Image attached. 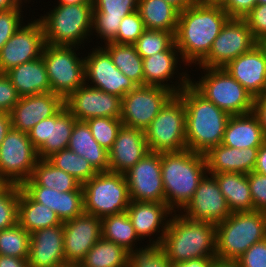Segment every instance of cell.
I'll list each match as a JSON object with an SVG mask.
<instances>
[{
    "label": "cell",
    "instance_id": "1",
    "mask_svg": "<svg viewBox=\"0 0 266 267\" xmlns=\"http://www.w3.org/2000/svg\"><path fill=\"white\" fill-rule=\"evenodd\" d=\"M229 19L222 7L196 1L180 12L174 39L182 62L186 66L197 62L198 65L209 54L213 41Z\"/></svg>",
    "mask_w": 266,
    "mask_h": 267
},
{
    "label": "cell",
    "instance_id": "2",
    "mask_svg": "<svg viewBox=\"0 0 266 267\" xmlns=\"http://www.w3.org/2000/svg\"><path fill=\"white\" fill-rule=\"evenodd\" d=\"M178 95L186 111V146L195 153L206 154L222 144L230 115L205 99L190 84Z\"/></svg>",
    "mask_w": 266,
    "mask_h": 267
},
{
    "label": "cell",
    "instance_id": "3",
    "mask_svg": "<svg viewBox=\"0 0 266 267\" xmlns=\"http://www.w3.org/2000/svg\"><path fill=\"white\" fill-rule=\"evenodd\" d=\"M206 173L207 163L204 154L188 149L161 153L165 203L173 212L183 210L191 201L199 182Z\"/></svg>",
    "mask_w": 266,
    "mask_h": 267
},
{
    "label": "cell",
    "instance_id": "4",
    "mask_svg": "<svg viewBox=\"0 0 266 267\" xmlns=\"http://www.w3.org/2000/svg\"><path fill=\"white\" fill-rule=\"evenodd\" d=\"M171 215L162 247L171 262L216 256V224ZM173 217V218H172Z\"/></svg>",
    "mask_w": 266,
    "mask_h": 267
},
{
    "label": "cell",
    "instance_id": "5",
    "mask_svg": "<svg viewBox=\"0 0 266 267\" xmlns=\"http://www.w3.org/2000/svg\"><path fill=\"white\" fill-rule=\"evenodd\" d=\"M264 239L265 212H232L216 224V257L237 260L253 244Z\"/></svg>",
    "mask_w": 266,
    "mask_h": 267
},
{
    "label": "cell",
    "instance_id": "6",
    "mask_svg": "<svg viewBox=\"0 0 266 267\" xmlns=\"http://www.w3.org/2000/svg\"><path fill=\"white\" fill-rule=\"evenodd\" d=\"M50 12V13H49ZM39 20L44 30L45 44L80 46L90 36L93 4L58 5Z\"/></svg>",
    "mask_w": 266,
    "mask_h": 267
},
{
    "label": "cell",
    "instance_id": "7",
    "mask_svg": "<svg viewBox=\"0 0 266 267\" xmlns=\"http://www.w3.org/2000/svg\"><path fill=\"white\" fill-rule=\"evenodd\" d=\"M202 69L204 76L199 81L190 80L200 95L230 116L252 112L254 97L225 68Z\"/></svg>",
    "mask_w": 266,
    "mask_h": 267
},
{
    "label": "cell",
    "instance_id": "8",
    "mask_svg": "<svg viewBox=\"0 0 266 267\" xmlns=\"http://www.w3.org/2000/svg\"><path fill=\"white\" fill-rule=\"evenodd\" d=\"M84 212L103 218L127 211L130 203L124 174L98 172L82 184Z\"/></svg>",
    "mask_w": 266,
    "mask_h": 267
},
{
    "label": "cell",
    "instance_id": "9",
    "mask_svg": "<svg viewBox=\"0 0 266 267\" xmlns=\"http://www.w3.org/2000/svg\"><path fill=\"white\" fill-rule=\"evenodd\" d=\"M185 122L184 102L178 94H174L144 131L149 151L169 153L186 150Z\"/></svg>",
    "mask_w": 266,
    "mask_h": 267
},
{
    "label": "cell",
    "instance_id": "10",
    "mask_svg": "<svg viewBox=\"0 0 266 267\" xmlns=\"http://www.w3.org/2000/svg\"><path fill=\"white\" fill-rule=\"evenodd\" d=\"M75 46L45 44L42 58L46 66L51 92L64 100L85 84V60L79 58ZM73 49V50H72Z\"/></svg>",
    "mask_w": 266,
    "mask_h": 267
},
{
    "label": "cell",
    "instance_id": "11",
    "mask_svg": "<svg viewBox=\"0 0 266 267\" xmlns=\"http://www.w3.org/2000/svg\"><path fill=\"white\" fill-rule=\"evenodd\" d=\"M38 160L28 133L11 128L0 146V180L4 184L22 185L31 178Z\"/></svg>",
    "mask_w": 266,
    "mask_h": 267
},
{
    "label": "cell",
    "instance_id": "12",
    "mask_svg": "<svg viewBox=\"0 0 266 267\" xmlns=\"http://www.w3.org/2000/svg\"><path fill=\"white\" fill-rule=\"evenodd\" d=\"M258 42L243 18H230L213 41L209 54L199 63L200 68H224L231 60L247 53Z\"/></svg>",
    "mask_w": 266,
    "mask_h": 267
},
{
    "label": "cell",
    "instance_id": "13",
    "mask_svg": "<svg viewBox=\"0 0 266 267\" xmlns=\"http://www.w3.org/2000/svg\"><path fill=\"white\" fill-rule=\"evenodd\" d=\"M173 95L161 86H137L122 98L120 120L124 126L145 131Z\"/></svg>",
    "mask_w": 266,
    "mask_h": 267
},
{
    "label": "cell",
    "instance_id": "14",
    "mask_svg": "<svg viewBox=\"0 0 266 267\" xmlns=\"http://www.w3.org/2000/svg\"><path fill=\"white\" fill-rule=\"evenodd\" d=\"M130 200L140 202H165L161 175V153L148 152L124 173Z\"/></svg>",
    "mask_w": 266,
    "mask_h": 267
},
{
    "label": "cell",
    "instance_id": "15",
    "mask_svg": "<svg viewBox=\"0 0 266 267\" xmlns=\"http://www.w3.org/2000/svg\"><path fill=\"white\" fill-rule=\"evenodd\" d=\"M44 46V30L39 19L22 25L0 50V73L41 57Z\"/></svg>",
    "mask_w": 266,
    "mask_h": 267
},
{
    "label": "cell",
    "instance_id": "16",
    "mask_svg": "<svg viewBox=\"0 0 266 267\" xmlns=\"http://www.w3.org/2000/svg\"><path fill=\"white\" fill-rule=\"evenodd\" d=\"M98 47L93 48L92 53L84 58L85 82L91 81L89 86L123 98L138 85L113 64L111 56L103 47Z\"/></svg>",
    "mask_w": 266,
    "mask_h": 267
},
{
    "label": "cell",
    "instance_id": "17",
    "mask_svg": "<svg viewBox=\"0 0 266 267\" xmlns=\"http://www.w3.org/2000/svg\"><path fill=\"white\" fill-rule=\"evenodd\" d=\"M76 121L64 105L55 115L41 120L28 132L39 159H47L53 153L68 148Z\"/></svg>",
    "mask_w": 266,
    "mask_h": 267
},
{
    "label": "cell",
    "instance_id": "18",
    "mask_svg": "<svg viewBox=\"0 0 266 267\" xmlns=\"http://www.w3.org/2000/svg\"><path fill=\"white\" fill-rule=\"evenodd\" d=\"M85 84L72 92L65 100L66 109L78 121L97 117H121L122 98Z\"/></svg>",
    "mask_w": 266,
    "mask_h": 267
},
{
    "label": "cell",
    "instance_id": "19",
    "mask_svg": "<svg viewBox=\"0 0 266 267\" xmlns=\"http://www.w3.org/2000/svg\"><path fill=\"white\" fill-rule=\"evenodd\" d=\"M208 175L205 174L199 182L194 196L183 210L186 212L183 215L192 220L217 224L224 221L232 212L215 177L212 174Z\"/></svg>",
    "mask_w": 266,
    "mask_h": 267
},
{
    "label": "cell",
    "instance_id": "20",
    "mask_svg": "<svg viewBox=\"0 0 266 267\" xmlns=\"http://www.w3.org/2000/svg\"><path fill=\"white\" fill-rule=\"evenodd\" d=\"M66 264L78 265L102 237L101 218L83 213L63 222Z\"/></svg>",
    "mask_w": 266,
    "mask_h": 267
},
{
    "label": "cell",
    "instance_id": "21",
    "mask_svg": "<svg viewBox=\"0 0 266 267\" xmlns=\"http://www.w3.org/2000/svg\"><path fill=\"white\" fill-rule=\"evenodd\" d=\"M64 106V99L47 92L20 97L10 112L12 128L28 133L41 120L55 115Z\"/></svg>",
    "mask_w": 266,
    "mask_h": 267
},
{
    "label": "cell",
    "instance_id": "22",
    "mask_svg": "<svg viewBox=\"0 0 266 267\" xmlns=\"http://www.w3.org/2000/svg\"><path fill=\"white\" fill-rule=\"evenodd\" d=\"M224 68L254 98L266 92V44L258 43Z\"/></svg>",
    "mask_w": 266,
    "mask_h": 267
},
{
    "label": "cell",
    "instance_id": "23",
    "mask_svg": "<svg viewBox=\"0 0 266 267\" xmlns=\"http://www.w3.org/2000/svg\"><path fill=\"white\" fill-rule=\"evenodd\" d=\"M28 263L30 267H61L66 265L63 223L39 229L30 234Z\"/></svg>",
    "mask_w": 266,
    "mask_h": 267
},
{
    "label": "cell",
    "instance_id": "24",
    "mask_svg": "<svg viewBox=\"0 0 266 267\" xmlns=\"http://www.w3.org/2000/svg\"><path fill=\"white\" fill-rule=\"evenodd\" d=\"M143 130L122 125L109 153V171L124 174L148 154Z\"/></svg>",
    "mask_w": 266,
    "mask_h": 267
},
{
    "label": "cell",
    "instance_id": "25",
    "mask_svg": "<svg viewBox=\"0 0 266 267\" xmlns=\"http://www.w3.org/2000/svg\"><path fill=\"white\" fill-rule=\"evenodd\" d=\"M21 188L36 202L54 211L62 222L84 213L83 191L59 192L39 186L32 178L26 180Z\"/></svg>",
    "mask_w": 266,
    "mask_h": 267
},
{
    "label": "cell",
    "instance_id": "26",
    "mask_svg": "<svg viewBox=\"0 0 266 267\" xmlns=\"http://www.w3.org/2000/svg\"><path fill=\"white\" fill-rule=\"evenodd\" d=\"M126 212L140 239L150 237L156 232H161L160 236L153 240L152 243H162L169 223L167 218L173 212L165 202H140L131 200Z\"/></svg>",
    "mask_w": 266,
    "mask_h": 267
},
{
    "label": "cell",
    "instance_id": "27",
    "mask_svg": "<svg viewBox=\"0 0 266 267\" xmlns=\"http://www.w3.org/2000/svg\"><path fill=\"white\" fill-rule=\"evenodd\" d=\"M179 50L177 49L175 42L164 52H159L153 56L143 58V73H144V85L161 86L171 90L174 94H178L184 87L190 84V77L185 72L180 73V83L175 86L169 84L167 81L173 77V74L178 67ZM179 58H178V57ZM167 84H166V83Z\"/></svg>",
    "mask_w": 266,
    "mask_h": 267
},
{
    "label": "cell",
    "instance_id": "28",
    "mask_svg": "<svg viewBox=\"0 0 266 267\" xmlns=\"http://www.w3.org/2000/svg\"><path fill=\"white\" fill-rule=\"evenodd\" d=\"M259 147L232 148L219 144L205 155L207 174L252 172L256 165Z\"/></svg>",
    "mask_w": 266,
    "mask_h": 267
},
{
    "label": "cell",
    "instance_id": "29",
    "mask_svg": "<svg viewBox=\"0 0 266 267\" xmlns=\"http://www.w3.org/2000/svg\"><path fill=\"white\" fill-rule=\"evenodd\" d=\"M138 10V0H93L92 30L104 39L112 42L123 18Z\"/></svg>",
    "mask_w": 266,
    "mask_h": 267
},
{
    "label": "cell",
    "instance_id": "30",
    "mask_svg": "<svg viewBox=\"0 0 266 267\" xmlns=\"http://www.w3.org/2000/svg\"><path fill=\"white\" fill-rule=\"evenodd\" d=\"M5 75L16 88L20 97L51 92L42 56L10 69Z\"/></svg>",
    "mask_w": 266,
    "mask_h": 267
},
{
    "label": "cell",
    "instance_id": "31",
    "mask_svg": "<svg viewBox=\"0 0 266 267\" xmlns=\"http://www.w3.org/2000/svg\"><path fill=\"white\" fill-rule=\"evenodd\" d=\"M266 138L258 118L253 112L230 116L226 124L222 144L232 148L260 147Z\"/></svg>",
    "mask_w": 266,
    "mask_h": 267
},
{
    "label": "cell",
    "instance_id": "32",
    "mask_svg": "<svg viewBox=\"0 0 266 267\" xmlns=\"http://www.w3.org/2000/svg\"><path fill=\"white\" fill-rule=\"evenodd\" d=\"M68 149L84 157L97 172L109 171V153L94 139L85 121H76Z\"/></svg>",
    "mask_w": 266,
    "mask_h": 267
},
{
    "label": "cell",
    "instance_id": "33",
    "mask_svg": "<svg viewBox=\"0 0 266 267\" xmlns=\"http://www.w3.org/2000/svg\"><path fill=\"white\" fill-rule=\"evenodd\" d=\"M212 175L218 182L231 212L254 211L247 174L228 172Z\"/></svg>",
    "mask_w": 266,
    "mask_h": 267
},
{
    "label": "cell",
    "instance_id": "34",
    "mask_svg": "<svg viewBox=\"0 0 266 267\" xmlns=\"http://www.w3.org/2000/svg\"><path fill=\"white\" fill-rule=\"evenodd\" d=\"M18 223L31 234L39 229L61 225L63 222L49 207L34 201L20 188Z\"/></svg>",
    "mask_w": 266,
    "mask_h": 267
},
{
    "label": "cell",
    "instance_id": "35",
    "mask_svg": "<svg viewBox=\"0 0 266 267\" xmlns=\"http://www.w3.org/2000/svg\"><path fill=\"white\" fill-rule=\"evenodd\" d=\"M138 12L147 30H163L175 35L179 12L164 0H138Z\"/></svg>",
    "mask_w": 266,
    "mask_h": 267
},
{
    "label": "cell",
    "instance_id": "36",
    "mask_svg": "<svg viewBox=\"0 0 266 267\" xmlns=\"http://www.w3.org/2000/svg\"><path fill=\"white\" fill-rule=\"evenodd\" d=\"M78 267H129V252L101 237L77 265Z\"/></svg>",
    "mask_w": 266,
    "mask_h": 267
},
{
    "label": "cell",
    "instance_id": "37",
    "mask_svg": "<svg viewBox=\"0 0 266 267\" xmlns=\"http://www.w3.org/2000/svg\"><path fill=\"white\" fill-rule=\"evenodd\" d=\"M104 46L113 64L138 86H144L143 58L137 53L135 45L109 42Z\"/></svg>",
    "mask_w": 266,
    "mask_h": 267
},
{
    "label": "cell",
    "instance_id": "38",
    "mask_svg": "<svg viewBox=\"0 0 266 267\" xmlns=\"http://www.w3.org/2000/svg\"><path fill=\"white\" fill-rule=\"evenodd\" d=\"M31 178L39 185L59 192L83 191L82 184L65 171L57 168L48 159H39Z\"/></svg>",
    "mask_w": 266,
    "mask_h": 267
},
{
    "label": "cell",
    "instance_id": "39",
    "mask_svg": "<svg viewBox=\"0 0 266 267\" xmlns=\"http://www.w3.org/2000/svg\"><path fill=\"white\" fill-rule=\"evenodd\" d=\"M101 229L102 237L105 240L122 246L128 252L136 247L135 242L141 240L136 234L127 212L101 218Z\"/></svg>",
    "mask_w": 266,
    "mask_h": 267
},
{
    "label": "cell",
    "instance_id": "40",
    "mask_svg": "<svg viewBox=\"0 0 266 267\" xmlns=\"http://www.w3.org/2000/svg\"><path fill=\"white\" fill-rule=\"evenodd\" d=\"M47 159L57 168L72 175L81 184L98 173L84 157L68 148L53 153Z\"/></svg>",
    "mask_w": 266,
    "mask_h": 267
},
{
    "label": "cell",
    "instance_id": "41",
    "mask_svg": "<svg viewBox=\"0 0 266 267\" xmlns=\"http://www.w3.org/2000/svg\"><path fill=\"white\" fill-rule=\"evenodd\" d=\"M30 233L19 223L0 230V255L28 259Z\"/></svg>",
    "mask_w": 266,
    "mask_h": 267
},
{
    "label": "cell",
    "instance_id": "42",
    "mask_svg": "<svg viewBox=\"0 0 266 267\" xmlns=\"http://www.w3.org/2000/svg\"><path fill=\"white\" fill-rule=\"evenodd\" d=\"M175 42L174 34L163 30H145L134 44L142 58L166 51Z\"/></svg>",
    "mask_w": 266,
    "mask_h": 267
},
{
    "label": "cell",
    "instance_id": "43",
    "mask_svg": "<svg viewBox=\"0 0 266 267\" xmlns=\"http://www.w3.org/2000/svg\"><path fill=\"white\" fill-rule=\"evenodd\" d=\"M21 185L3 184L0 187V230L18 223V203Z\"/></svg>",
    "mask_w": 266,
    "mask_h": 267
},
{
    "label": "cell",
    "instance_id": "44",
    "mask_svg": "<svg viewBox=\"0 0 266 267\" xmlns=\"http://www.w3.org/2000/svg\"><path fill=\"white\" fill-rule=\"evenodd\" d=\"M171 264L162 243L151 242L146 247L129 252V267H171Z\"/></svg>",
    "mask_w": 266,
    "mask_h": 267
},
{
    "label": "cell",
    "instance_id": "45",
    "mask_svg": "<svg viewBox=\"0 0 266 267\" xmlns=\"http://www.w3.org/2000/svg\"><path fill=\"white\" fill-rule=\"evenodd\" d=\"M94 139L109 151L117 138L118 132L123 125L120 118L97 117L85 121Z\"/></svg>",
    "mask_w": 266,
    "mask_h": 267
},
{
    "label": "cell",
    "instance_id": "46",
    "mask_svg": "<svg viewBox=\"0 0 266 267\" xmlns=\"http://www.w3.org/2000/svg\"><path fill=\"white\" fill-rule=\"evenodd\" d=\"M145 30L143 20L136 10L123 18L117 36L112 42L134 45Z\"/></svg>",
    "mask_w": 266,
    "mask_h": 267
},
{
    "label": "cell",
    "instance_id": "47",
    "mask_svg": "<svg viewBox=\"0 0 266 267\" xmlns=\"http://www.w3.org/2000/svg\"><path fill=\"white\" fill-rule=\"evenodd\" d=\"M22 4L0 11V50L12 35L23 25L21 19Z\"/></svg>",
    "mask_w": 266,
    "mask_h": 267
},
{
    "label": "cell",
    "instance_id": "48",
    "mask_svg": "<svg viewBox=\"0 0 266 267\" xmlns=\"http://www.w3.org/2000/svg\"><path fill=\"white\" fill-rule=\"evenodd\" d=\"M243 19L258 43L266 44V4H257Z\"/></svg>",
    "mask_w": 266,
    "mask_h": 267
},
{
    "label": "cell",
    "instance_id": "49",
    "mask_svg": "<svg viewBox=\"0 0 266 267\" xmlns=\"http://www.w3.org/2000/svg\"><path fill=\"white\" fill-rule=\"evenodd\" d=\"M247 178L254 210L266 213V175L252 171Z\"/></svg>",
    "mask_w": 266,
    "mask_h": 267
},
{
    "label": "cell",
    "instance_id": "50",
    "mask_svg": "<svg viewBox=\"0 0 266 267\" xmlns=\"http://www.w3.org/2000/svg\"><path fill=\"white\" fill-rule=\"evenodd\" d=\"M237 260L241 267H266V239L253 244Z\"/></svg>",
    "mask_w": 266,
    "mask_h": 267
},
{
    "label": "cell",
    "instance_id": "51",
    "mask_svg": "<svg viewBox=\"0 0 266 267\" xmlns=\"http://www.w3.org/2000/svg\"><path fill=\"white\" fill-rule=\"evenodd\" d=\"M19 99L20 95L9 78L0 73V111L10 113Z\"/></svg>",
    "mask_w": 266,
    "mask_h": 267
},
{
    "label": "cell",
    "instance_id": "52",
    "mask_svg": "<svg viewBox=\"0 0 266 267\" xmlns=\"http://www.w3.org/2000/svg\"><path fill=\"white\" fill-rule=\"evenodd\" d=\"M256 5L257 0H228L222 8L230 18H243Z\"/></svg>",
    "mask_w": 266,
    "mask_h": 267
},
{
    "label": "cell",
    "instance_id": "53",
    "mask_svg": "<svg viewBox=\"0 0 266 267\" xmlns=\"http://www.w3.org/2000/svg\"><path fill=\"white\" fill-rule=\"evenodd\" d=\"M252 112L258 118L262 132L266 138V92L254 98Z\"/></svg>",
    "mask_w": 266,
    "mask_h": 267
},
{
    "label": "cell",
    "instance_id": "54",
    "mask_svg": "<svg viewBox=\"0 0 266 267\" xmlns=\"http://www.w3.org/2000/svg\"><path fill=\"white\" fill-rule=\"evenodd\" d=\"M216 256H208L190 259L187 261H181L171 264V267H212Z\"/></svg>",
    "mask_w": 266,
    "mask_h": 267
},
{
    "label": "cell",
    "instance_id": "55",
    "mask_svg": "<svg viewBox=\"0 0 266 267\" xmlns=\"http://www.w3.org/2000/svg\"><path fill=\"white\" fill-rule=\"evenodd\" d=\"M0 267H30L28 259L0 255Z\"/></svg>",
    "mask_w": 266,
    "mask_h": 267
},
{
    "label": "cell",
    "instance_id": "56",
    "mask_svg": "<svg viewBox=\"0 0 266 267\" xmlns=\"http://www.w3.org/2000/svg\"><path fill=\"white\" fill-rule=\"evenodd\" d=\"M253 171L266 175V141L259 147L256 165Z\"/></svg>",
    "mask_w": 266,
    "mask_h": 267
},
{
    "label": "cell",
    "instance_id": "57",
    "mask_svg": "<svg viewBox=\"0 0 266 267\" xmlns=\"http://www.w3.org/2000/svg\"><path fill=\"white\" fill-rule=\"evenodd\" d=\"M11 128H12V123H11L10 113L0 111V146Z\"/></svg>",
    "mask_w": 266,
    "mask_h": 267
},
{
    "label": "cell",
    "instance_id": "58",
    "mask_svg": "<svg viewBox=\"0 0 266 267\" xmlns=\"http://www.w3.org/2000/svg\"><path fill=\"white\" fill-rule=\"evenodd\" d=\"M172 7H174L179 13L183 12L186 8L191 6L195 0H164Z\"/></svg>",
    "mask_w": 266,
    "mask_h": 267
},
{
    "label": "cell",
    "instance_id": "59",
    "mask_svg": "<svg viewBox=\"0 0 266 267\" xmlns=\"http://www.w3.org/2000/svg\"><path fill=\"white\" fill-rule=\"evenodd\" d=\"M212 267H241L238 260L221 259L216 257Z\"/></svg>",
    "mask_w": 266,
    "mask_h": 267
},
{
    "label": "cell",
    "instance_id": "60",
    "mask_svg": "<svg viewBox=\"0 0 266 267\" xmlns=\"http://www.w3.org/2000/svg\"><path fill=\"white\" fill-rule=\"evenodd\" d=\"M195 1L207 6L223 7L228 0H195Z\"/></svg>",
    "mask_w": 266,
    "mask_h": 267
},
{
    "label": "cell",
    "instance_id": "61",
    "mask_svg": "<svg viewBox=\"0 0 266 267\" xmlns=\"http://www.w3.org/2000/svg\"><path fill=\"white\" fill-rule=\"evenodd\" d=\"M58 5L93 4V0H59Z\"/></svg>",
    "mask_w": 266,
    "mask_h": 267
},
{
    "label": "cell",
    "instance_id": "62",
    "mask_svg": "<svg viewBox=\"0 0 266 267\" xmlns=\"http://www.w3.org/2000/svg\"><path fill=\"white\" fill-rule=\"evenodd\" d=\"M17 5L15 0H0V11L11 9Z\"/></svg>",
    "mask_w": 266,
    "mask_h": 267
},
{
    "label": "cell",
    "instance_id": "63",
    "mask_svg": "<svg viewBox=\"0 0 266 267\" xmlns=\"http://www.w3.org/2000/svg\"><path fill=\"white\" fill-rule=\"evenodd\" d=\"M257 4H266V0H257Z\"/></svg>",
    "mask_w": 266,
    "mask_h": 267
},
{
    "label": "cell",
    "instance_id": "64",
    "mask_svg": "<svg viewBox=\"0 0 266 267\" xmlns=\"http://www.w3.org/2000/svg\"><path fill=\"white\" fill-rule=\"evenodd\" d=\"M61 267H78L77 265H72V264H66L64 266H61Z\"/></svg>",
    "mask_w": 266,
    "mask_h": 267
},
{
    "label": "cell",
    "instance_id": "65",
    "mask_svg": "<svg viewBox=\"0 0 266 267\" xmlns=\"http://www.w3.org/2000/svg\"><path fill=\"white\" fill-rule=\"evenodd\" d=\"M18 4H22L23 3V1L22 0H15ZM27 1V0H26ZM24 2H25V0H24Z\"/></svg>",
    "mask_w": 266,
    "mask_h": 267
},
{
    "label": "cell",
    "instance_id": "66",
    "mask_svg": "<svg viewBox=\"0 0 266 267\" xmlns=\"http://www.w3.org/2000/svg\"><path fill=\"white\" fill-rule=\"evenodd\" d=\"M4 183L0 180V187L3 185Z\"/></svg>",
    "mask_w": 266,
    "mask_h": 267
}]
</instances>
